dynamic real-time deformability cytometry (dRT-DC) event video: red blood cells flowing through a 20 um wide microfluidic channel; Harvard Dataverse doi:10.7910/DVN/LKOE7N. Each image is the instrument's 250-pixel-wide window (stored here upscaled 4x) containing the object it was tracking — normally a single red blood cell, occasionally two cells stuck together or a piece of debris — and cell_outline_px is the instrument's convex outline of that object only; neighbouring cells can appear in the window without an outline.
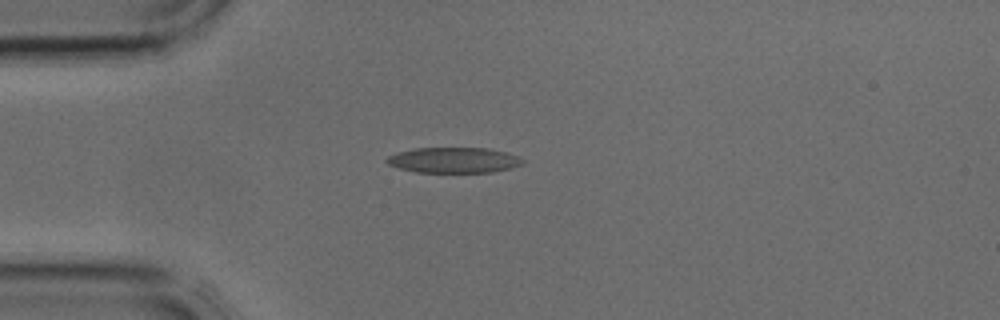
{"species": "common noctule bat (a hibernating species)", "species_latin": "Nyctalus noctula", "temperature_condition": "cold", "stored_images_in_passage": 2, "camera_frame_rate_fps": 3000, "um_per_image_px": 0.085, "animal": {"sex": "male", "body_mass_g": 17.9, "forearm_length_mm": 54.2}, "frame": {"image": 1, "passage_image": 2, "time_ms": 0.333, "image_size_px": [1000, 320], "cell_outline_px": [[524, 164], [512, 168], [492, 172], [416, 172], [400, 168], [388, 164], [384, 160], [388, 156], [412, 148], [488, 148], [520, 156], [524, 160]], "centroid_in_image_um": [38.6, 13.61], "position_along_channel_um": 46.4, "area_um2": 20.23}}